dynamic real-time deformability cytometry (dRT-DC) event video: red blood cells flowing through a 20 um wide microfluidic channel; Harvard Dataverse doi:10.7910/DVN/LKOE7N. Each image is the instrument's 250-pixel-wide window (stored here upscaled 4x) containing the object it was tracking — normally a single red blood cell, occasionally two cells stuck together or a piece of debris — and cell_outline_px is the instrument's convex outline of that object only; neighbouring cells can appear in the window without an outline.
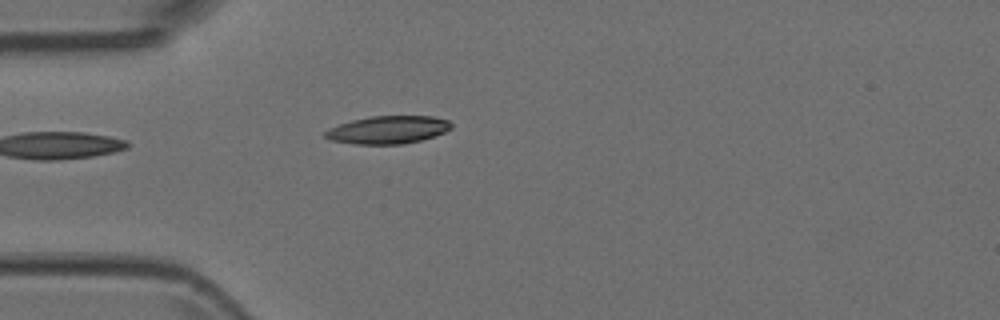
{"species": "Egyptian fruit bat (a non-hibernating species)", "species_latin": "Rousettus aegyptiacus", "temperature_condition": "room temperature", "stored_images_in_passage": 5, "camera_frame_rate_fps": 3000, "um_per_image_px": 0.085, "animal": {"sex": "female"}, "frame": {"image": 1, "passage_image": 5, "time_ms": 1.333, "image_size_px": [1000, 320], "cell_outline_px": [[452, 128], [444, 132], [420, 140], [400, 144], [356, 144], [332, 140], [324, 136], [324, 132], [328, 128], [352, 120], [372, 116], [432, 116], [448, 120], [452, 124]], "centroid_in_image_um": [32.97, 11.02], "position_along_channel_um": 52.0, "area_um2": 20.23}}